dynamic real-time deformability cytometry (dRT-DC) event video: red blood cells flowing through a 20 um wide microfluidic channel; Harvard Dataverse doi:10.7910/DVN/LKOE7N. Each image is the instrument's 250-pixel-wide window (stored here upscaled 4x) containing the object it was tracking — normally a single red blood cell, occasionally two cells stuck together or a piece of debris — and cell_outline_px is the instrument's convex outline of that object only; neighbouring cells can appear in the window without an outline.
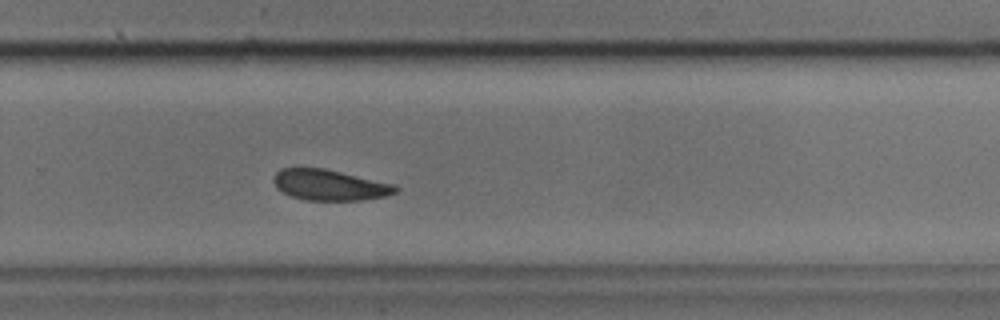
{"species": "common noctule bat (a hibernating species)", "species_latin": "Nyctalus noctula", "temperature_condition": "cold", "stored_images_in_passage": 35, "camera_frame_rate_fps": 3000, "um_per_image_px": 0.085, "animal": {"sex": "male", "body_mass_g": 17.9, "forearm_length_mm": 54.2}, "frame": {"image": 1, "passage_image": 25, "time_ms": 8.0, "image_size_px": [1000, 320], "cell_outline_px": [[400, 188], [396, 192], [384, 196], [360, 200], [304, 200], [292, 196], [276, 188], [272, 180], [276, 172], [280, 168], [324, 168], [396, 184]], "centroid_in_image_um": [28.02, 15.72], "position_along_channel_um": 301.8, "area_um2": 21.91}}